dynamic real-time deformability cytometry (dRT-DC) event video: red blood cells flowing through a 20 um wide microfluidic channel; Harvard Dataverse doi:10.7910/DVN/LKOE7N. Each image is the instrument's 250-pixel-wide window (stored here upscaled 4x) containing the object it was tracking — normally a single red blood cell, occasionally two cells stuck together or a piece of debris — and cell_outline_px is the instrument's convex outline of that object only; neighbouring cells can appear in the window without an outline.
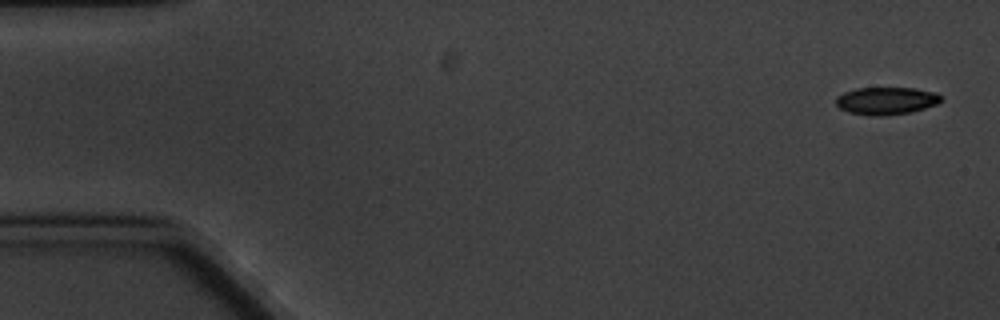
{"species": "common noctule bat (a hibernating species)", "species_latin": "Nyctalus noctula", "temperature_condition": "cold", "stored_images_in_passage": 9, "camera_frame_rate_fps": 3000, "um_per_image_px": 0.085, "animal": {"sex": "male", "body_mass_g": 20.1, "forearm_length_mm": 53.5}, "frame": {"image": 1, "passage_image": 1, "time_ms": 0.0, "image_size_px": [1000, 320], "cell_outline_px": [[944, 100], [936, 104], [912, 112], [880, 116], [872, 116], [848, 112], [840, 108], [836, 104], [836, 96], [844, 92], [856, 88], [916, 88], [936, 92]], "centroid_in_image_um": [75.33, 8.56], "position_along_channel_um": 9.7, "area_um2": 16.94}}
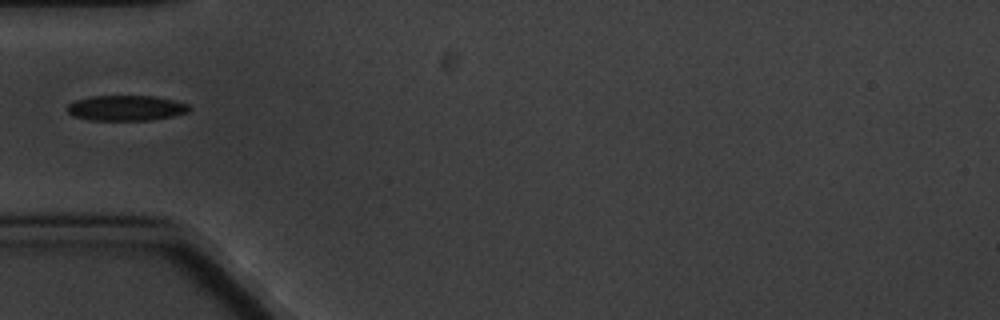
{"frame": {"image": 2, "passage_image": 6, "time_ms": 5.667, "image_size_px": [1000, 320], "cell_outline_px": [[192, 108], [188, 112], [172, 116], [148, 120], [92, 120], [72, 116], [64, 108], [68, 104], [76, 100], [92, 96], [152, 96], [172, 100], [188, 104]], "centroid_in_image_um": [10.68, 9.18], "position_along_channel_um": 74.3, "area_um2": 17.98}}
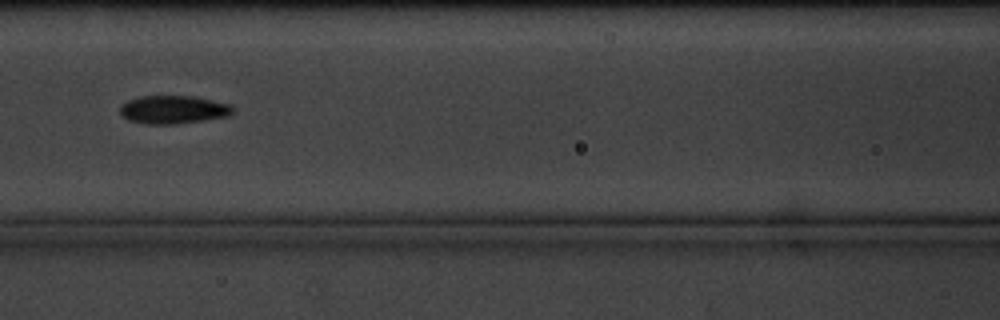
{"frame": {"image": 3, "passage_image": 8, "time_ms": 8.0, "image_size_px": [1000, 320], "cell_outline_px": [[236, 108], [228, 116], [204, 120], [176, 124], [148, 124], [128, 120], [120, 112], [120, 104], [128, 100], [140, 96], [192, 96], [232, 104]], "centroid_in_image_um": [14.75, 9.31], "position_along_channel_um": 151.9, "area_um2": 18.61}}